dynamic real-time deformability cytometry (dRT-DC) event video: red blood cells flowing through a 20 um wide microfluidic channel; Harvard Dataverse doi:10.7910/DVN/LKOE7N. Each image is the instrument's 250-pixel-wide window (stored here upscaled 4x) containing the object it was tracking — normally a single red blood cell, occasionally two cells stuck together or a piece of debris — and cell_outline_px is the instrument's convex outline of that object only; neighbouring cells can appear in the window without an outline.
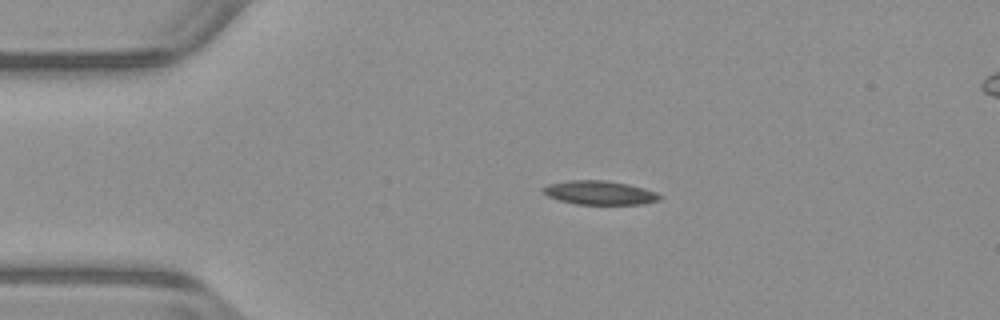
{"species": "common noctule bat (a hibernating species)", "species_latin": "Nyctalus noctula", "temperature_condition": "warm", "stored_images_in_passage": 42, "camera_frame_rate_fps": 3000, "um_per_image_px": 0.085, "animal": {"sex": "male", "body_mass_g": 23.1, "forearm_length_mm": 52.7}, "frame": {"image": 1, "passage_image": 1, "time_ms": 0.0, "image_size_px": [1000, 320], "cell_outline_px": [[664, 196], [660, 200], [644, 204], [576, 204], [560, 200], [548, 196], [540, 192], [540, 188], [548, 184], [568, 180], [608, 180], [628, 184], [644, 188], [656, 192]], "centroid_in_image_um": [50.96, 16.37], "position_along_channel_um": 34.0, "area_um2": 16.47}}
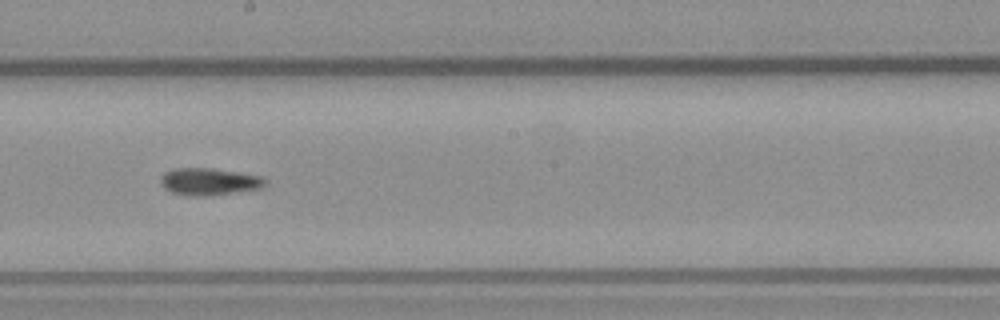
{"frame": {"image": 2, "passage_image": 19, "time_ms": 6.0, "image_size_px": [1000, 320], "cell_outline_px": [[268, 184], [260, 188], [208, 196], [188, 196], [172, 192], [164, 188], [160, 180], [160, 176], [164, 172], [172, 168], [212, 168], [240, 172], [264, 176], [268, 180]], "centroid_in_image_um": [17.8, 15.42], "position_along_channel_um": 230.4, "area_um2": 16.82}}
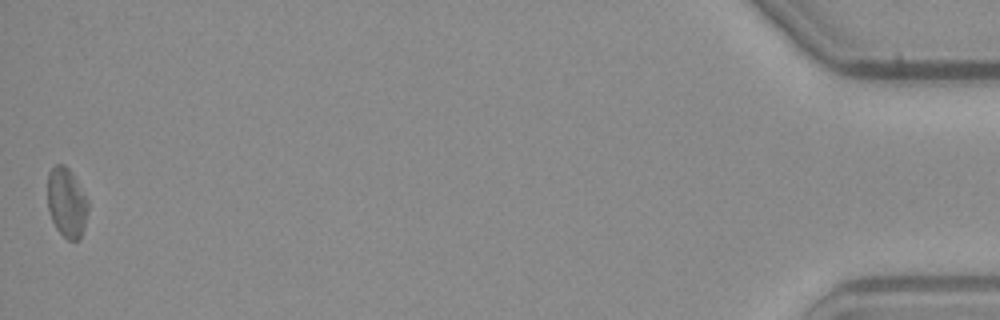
{"frame": {"image": 3, "passage_image": 42, "time_ms": 13.667, "image_size_px": [1000, 320], "cell_outline_px": [[88, 208], [84, 224], [80, 236], [76, 240], [68, 240], [56, 228], [52, 220], [48, 208], [48, 172], [56, 164], [64, 164], [72, 172], [88, 200]], "centroid_in_image_um": [5.65, 17.18], "position_along_channel_um": 429.5, "area_um2": 16.18}, "authors_computed_cell_mechanics": {"area_um2": 16.3285, "velocity_mm_per_s": 3.9426, "shape_relaxation_time_tau1_ms": null, "shape_relaxation_time_tau2_ms": 9.0006, "deformation_change_tau1": null, "deformation_change_tau2": 0.1676}}